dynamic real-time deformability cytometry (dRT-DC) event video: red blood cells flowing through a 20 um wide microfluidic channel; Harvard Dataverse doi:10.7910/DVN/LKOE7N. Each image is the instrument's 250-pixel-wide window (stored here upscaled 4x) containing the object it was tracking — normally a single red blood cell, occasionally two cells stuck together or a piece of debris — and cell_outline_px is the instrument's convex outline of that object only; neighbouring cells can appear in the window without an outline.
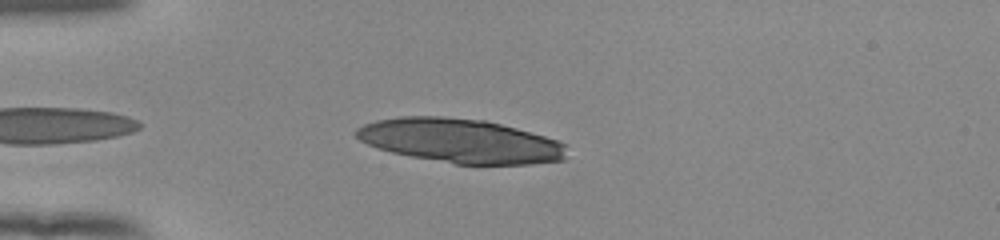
{"species": "human", "species_latin": "Homo sapiens", "temperature_condition": "room temperature", "stored_images_in_passage": 38, "camera_frame_rate_fps": 3000, "um_per_image_px": 0.085, "donor": {"sex": "female"}, "frame": {"image": 1, "passage_image": 3, "time_ms": 0.667, "image_size_px": [1000, 240], "cell_outline_px": [[564, 160], [532, 164], [456, 164], [412, 156], [392, 152], [368, 144], [360, 140], [352, 132], [356, 128], [364, 124], [376, 120], [400, 116], [444, 116], [484, 120], [516, 128], [544, 136], [556, 140], [564, 144]], "centroid_in_image_um": [39.08, 11.96], "position_along_channel_um": 45.9, "area_um2": 53.75}}